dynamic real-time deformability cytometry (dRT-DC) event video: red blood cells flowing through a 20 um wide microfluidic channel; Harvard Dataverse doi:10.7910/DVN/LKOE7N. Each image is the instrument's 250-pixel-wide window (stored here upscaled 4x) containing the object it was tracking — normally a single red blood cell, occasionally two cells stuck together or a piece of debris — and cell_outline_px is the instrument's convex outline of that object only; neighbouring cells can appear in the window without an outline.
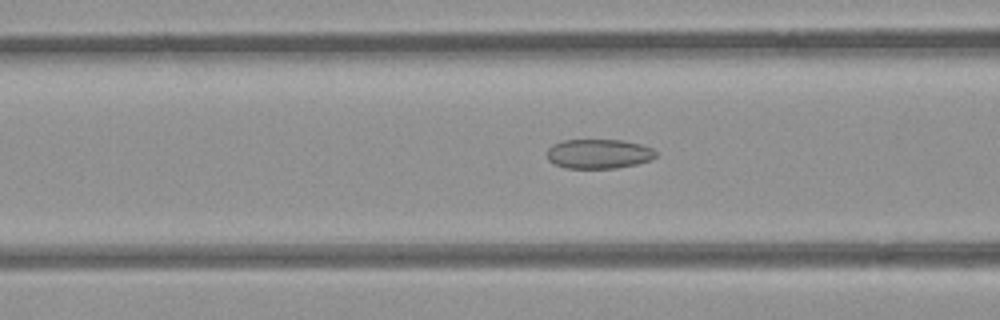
{"species": "common noctule bat (a hibernating species)", "species_latin": "Nyctalus noctula", "temperature_condition": "room temperature", "stored_images_in_passage": 27, "camera_frame_rate_fps": 3000, "um_per_image_px": 0.085, "animal": {"sex": "female", "body_mass_g": 21.9}, "frame": {"image": 1, "passage_image": 5, "time_ms": 1.333, "image_size_px": [1000, 320], "cell_outline_px": [[656, 156], [652, 160], [636, 164], [616, 168], [568, 168], [556, 164], [548, 160], [548, 148], [552, 144], [564, 140], [624, 140], [640, 144], [652, 148], [656, 152]], "centroid_in_image_um": [50.91, 13.07], "position_along_channel_um": 115.7, "area_um2": 18.67}}
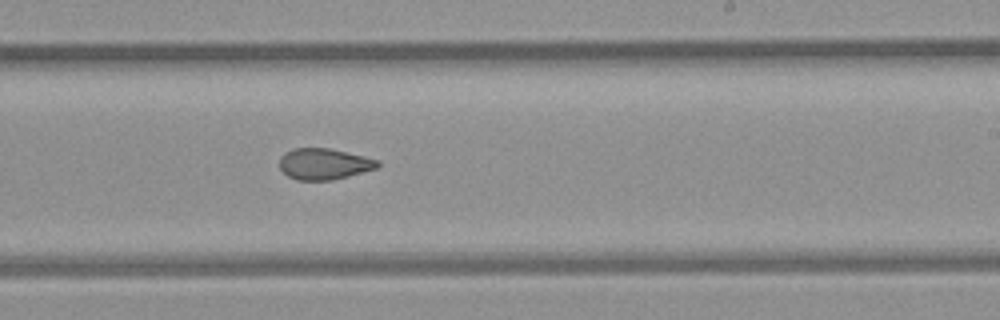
{"frame": {"image": 2, "passage_image": 16, "time_ms": 5.0, "image_size_px": [1000, 320], "cell_outline_px": [[380, 164], [376, 168], [348, 176], [332, 180], [296, 180], [288, 176], [280, 168], [280, 156], [284, 152], [292, 148], [328, 148], [364, 156], [380, 160]], "centroid_in_image_um": [27.52, 13.93], "position_along_channel_um": 261.5, "area_um2": 17.8}}
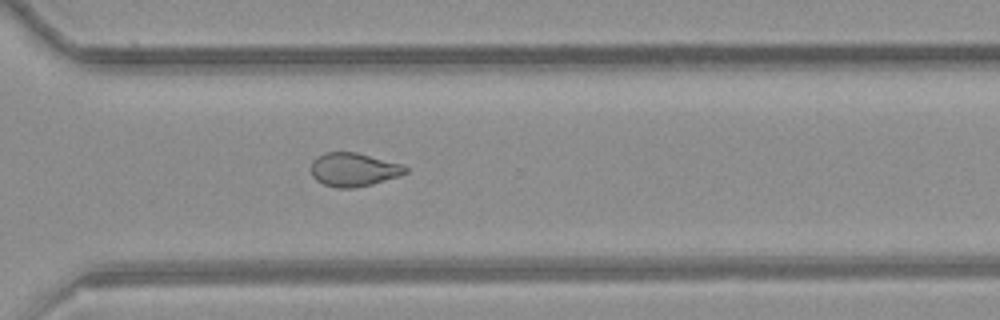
{"frame": {"image": 3, "passage_image": 22, "time_ms": 7.0, "image_size_px": [1000, 320], "cell_outline_px": [[408, 172], [400, 176], [372, 184], [352, 188], [336, 188], [324, 184], [316, 180], [312, 176], [312, 160], [316, 156], [324, 152], [356, 152], [400, 164], [408, 168]], "centroid_in_image_um": [30.04, 14.42], "position_along_channel_um": 340.6, "area_um2": 18.44}}